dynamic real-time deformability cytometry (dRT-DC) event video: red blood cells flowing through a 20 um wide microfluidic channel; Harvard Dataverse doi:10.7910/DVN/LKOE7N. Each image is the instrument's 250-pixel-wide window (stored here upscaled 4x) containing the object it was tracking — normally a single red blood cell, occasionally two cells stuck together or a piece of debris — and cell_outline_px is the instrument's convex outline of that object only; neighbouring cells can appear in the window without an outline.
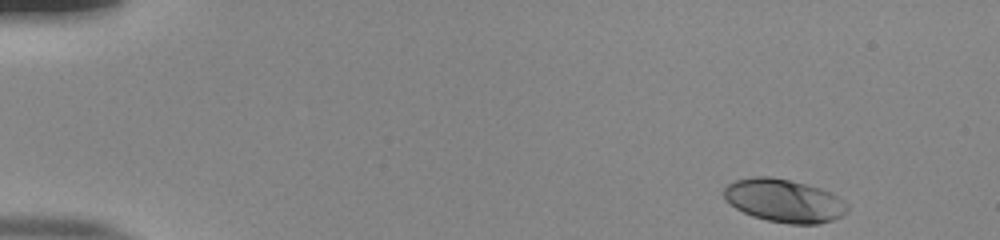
{"species": "human", "species_latin": "Homo sapiens", "temperature_condition": "room temperature", "stored_images_in_passage": 49, "camera_frame_rate_fps": 3000, "um_per_image_px": 0.085, "donor": {"sex": "male"}, "frame": {"image": 1, "passage_image": 1, "time_ms": 0.0, "image_size_px": [1000, 240], "cell_outline_px": [[848, 212], [832, 220], [816, 224], [788, 224], [768, 220], [752, 216], [736, 208], [724, 200], [724, 188], [728, 184], [736, 180], [752, 176], [772, 176], [820, 188], [844, 200], [848, 204]], "centroid_in_image_um": [66.63, 17.06], "position_along_channel_um": 18.4, "area_um2": 30.92}}
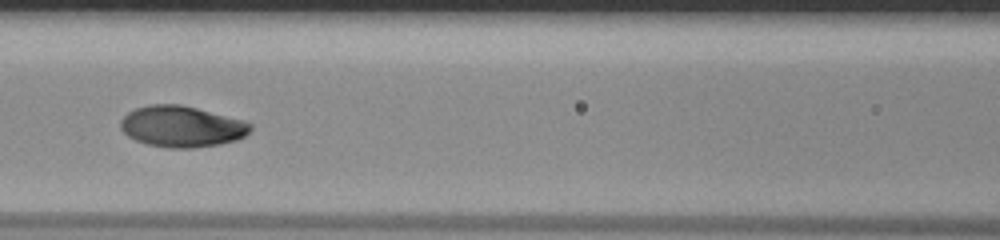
{"frame": {"image": 2, "passage_image": 21, "time_ms": 6.667, "image_size_px": [1000, 240], "cell_outline_px": [[252, 128], [244, 136], [236, 140], [220, 144], [196, 148], [168, 148], [148, 144], [136, 140], [128, 136], [120, 128], [120, 120], [128, 112], [136, 108], [148, 104], [180, 104], [244, 120], [252, 124]], "centroid_in_image_um": [15.44, 10.75], "position_along_channel_um": 151.2, "area_um2": 31.15}}
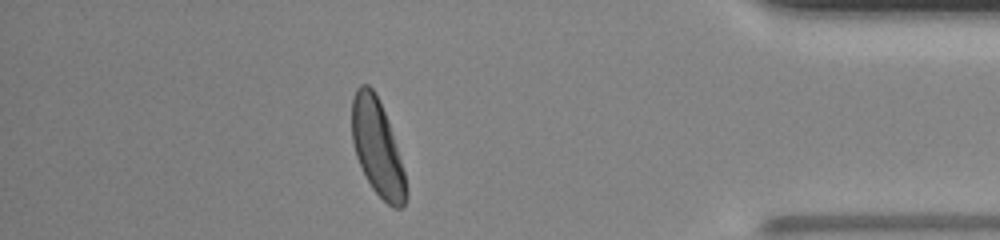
{"frame": {"image": 3, "passage_image": 43, "time_ms": 14.0, "image_size_px": [1000, 240], "cell_outline_px": [[408, 196], [404, 204], [400, 208], [392, 208], [372, 188], [356, 156], [352, 140], [352, 100], [356, 88], [360, 84], [368, 84], [372, 88], [388, 120], [404, 172], [408, 192]], "centroid_in_image_um": [32.07, 12.56], "position_along_channel_um": 403.1, "area_um2": 29.82}, "authors_computed_cell_mechanics": {"area_um2": 30.4028, "velocity_mm_per_s": 3.8825, "shape_relaxation_time_tau1_ms": 2.246, "shape_relaxation_time_tau2_ms": null, "deformation_change_tau1": 0.157, "deformation_change_tau2": null}}